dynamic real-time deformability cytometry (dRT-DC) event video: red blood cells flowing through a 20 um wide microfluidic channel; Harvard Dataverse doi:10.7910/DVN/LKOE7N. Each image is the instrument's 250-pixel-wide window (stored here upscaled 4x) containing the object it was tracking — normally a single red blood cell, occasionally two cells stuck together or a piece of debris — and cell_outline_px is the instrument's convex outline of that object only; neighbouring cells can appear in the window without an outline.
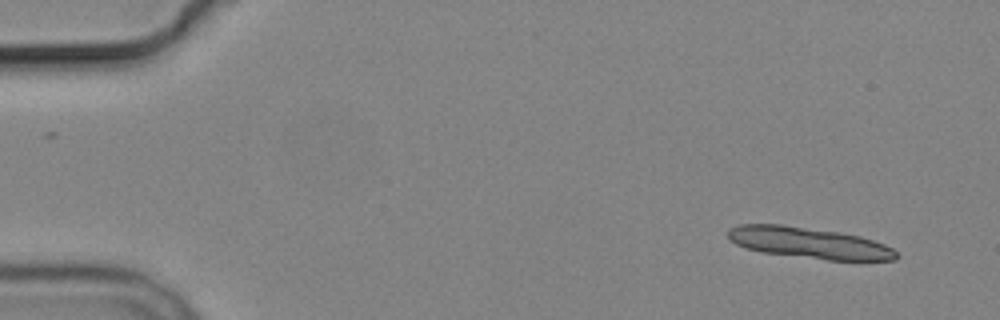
{"species": "common noctule bat (a hibernating species)", "species_latin": "Nyctalus noctula", "temperature_condition": "cold", "stored_images_in_passage": 6, "camera_frame_rate_fps": 3000, "um_per_image_px": 0.085, "animal": {"sex": "male", "body_mass_g": 19.2, "forearm_length_mm": 51.8}, "frame": {"image": 1, "passage_image": 1, "time_ms": 0.0, "image_size_px": [1000, 320], "cell_outline_px": [[900, 256], [896, 260], [828, 260], [760, 252], [736, 244], [728, 240], [728, 228], [740, 224], [780, 224], [840, 232], [860, 236], [884, 244], [892, 248]], "centroid_in_image_um": [68.75, 20.64], "position_along_channel_um": 16.2, "area_um2": 30.58}}
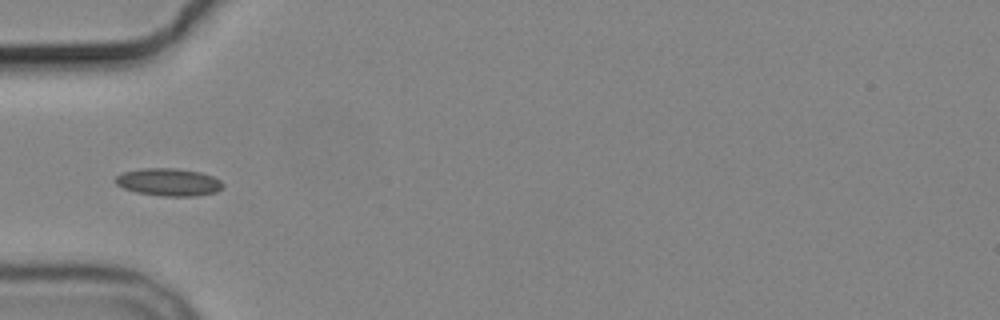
{"frame": {"image": 2, "passage_image": 5, "time_ms": 5.0, "image_size_px": [1000, 320], "cell_outline_px": [[224, 184], [216, 192], [196, 196], [164, 196], [136, 192], [124, 188], [116, 184], [112, 180], [120, 172], [140, 168], [176, 168], [200, 172], [212, 176], [220, 180]], "centroid_in_image_um": [14.28, 15.47], "position_along_channel_um": 70.7, "area_um2": 17.4}}